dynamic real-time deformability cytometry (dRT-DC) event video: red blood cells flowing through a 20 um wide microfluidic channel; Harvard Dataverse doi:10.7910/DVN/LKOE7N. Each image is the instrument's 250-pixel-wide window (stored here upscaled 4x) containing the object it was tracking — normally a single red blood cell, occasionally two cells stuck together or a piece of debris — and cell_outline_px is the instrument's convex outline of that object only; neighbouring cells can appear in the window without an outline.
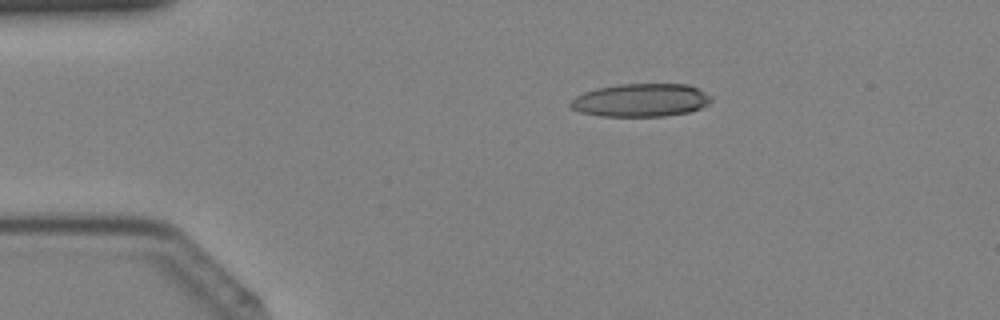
{"species": "Egyptian fruit bat (a non-hibernating species)", "species_latin": "Rousettus aegyptiacus", "temperature_condition": "cold", "stored_images_in_passage": 13, "camera_frame_rate_fps": 3000, "um_per_image_px": 0.085, "animal": {"sex": "female"}, "frame": {"image": 1, "passage_image": 5, "time_ms": 1.333, "image_size_px": [1000, 320], "cell_outline_px": [[712, 100], [708, 104], [692, 112], [664, 116], [600, 116], [580, 112], [568, 108], [568, 104], [576, 96], [584, 92], [596, 88], [620, 84], [688, 84], [712, 96]], "centroid_in_image_um": [54.46, 8.52], "position_along_channel_um": 30.5, "area_um2": 27.34}}
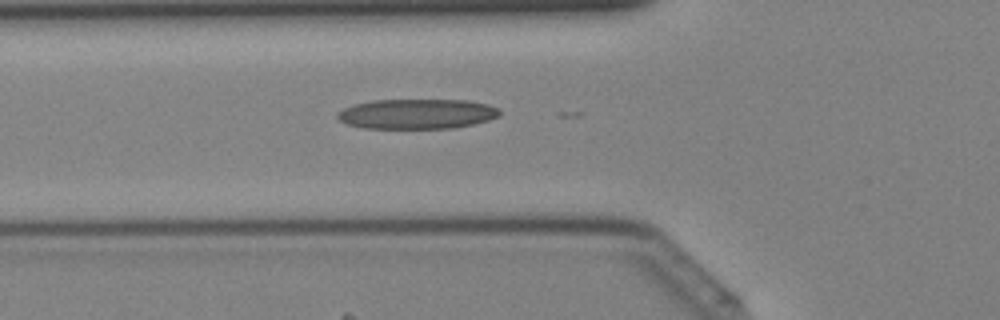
{"frame": {"image": 2, "passage_image": 12, "time_ms": 3.667, "image_size_px": [1000, 320], "cell_outline_px": [[500, 116], [488, 120], [472, 124], [452, 128], [364, 128], [348, 124], [340, 120], [336, 116], [336, 112], [344, 108], [356, 104], [372, 100], [464, 100], [488, 104], [500, 108]], "centroid_in_image_um": [35.45, 9.68], "position_along_channel_um": 90.4, "area_um2": 28.26}}